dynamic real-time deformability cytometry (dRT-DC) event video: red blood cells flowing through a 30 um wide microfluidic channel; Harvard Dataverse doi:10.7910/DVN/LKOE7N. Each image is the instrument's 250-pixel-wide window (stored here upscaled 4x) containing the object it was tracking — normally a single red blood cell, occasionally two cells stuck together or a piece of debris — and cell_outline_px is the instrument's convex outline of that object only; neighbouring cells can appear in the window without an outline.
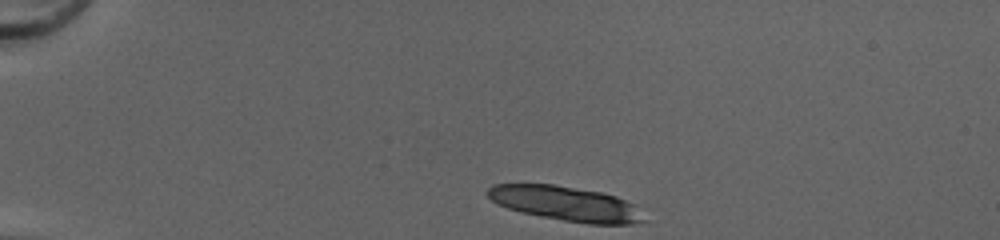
{"species": "common noctule bat (a hibernating species)", "species_latin": "Nyctalus noctula", "temperature_condition": "cold", "stored_images_in_passage": 37, "camera_frame_rate_fps": 3000, "um_per_image_px": 0.085, "animal": {"sex": "female", "body_mass_g": 20.0, "forearm_length_mm": 54.0}, "frame": {"image": 1, "passage_image": 1, "time_ms": 0.0, "image_size_px": [1000, 240], "cell_outline_px": [[648, 220], [632, 224], [588, 224], [540, 216], [520, 212], [496, 204], [484, 192], [492, 184], [552, 184], [600, 192], [616, 196], [636, 204]], "centroid_in_image_um": [48.12, 17.31], "position_along_channel_um": 36.9, "area_um2": 31.79}}
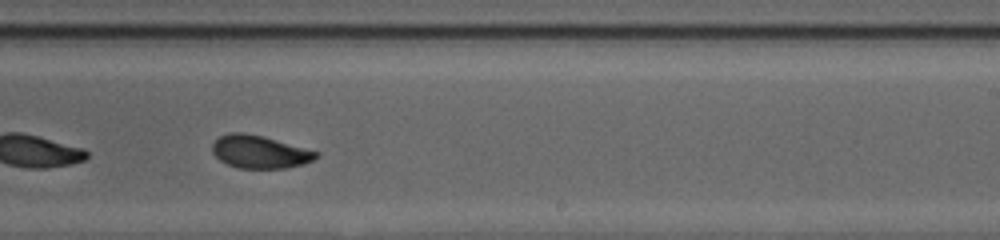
{"frame": {"image": 2, "passage_image": 23, "time_ms": 7.333, "image_size_px": [1000, 240], "cell_outline_px": [[320, 156], [304, 164], [284, 168], [240, 168], [228, 164], [220, 160], [212, 152], [212, 144], [220, 136], [232, 132], [240, 132], [260, 136], [320, 152]], "centroid_in_image_um": [22.08, 12.92], "position_along_channel_um": 266.9, "area_um2": 19.54}}
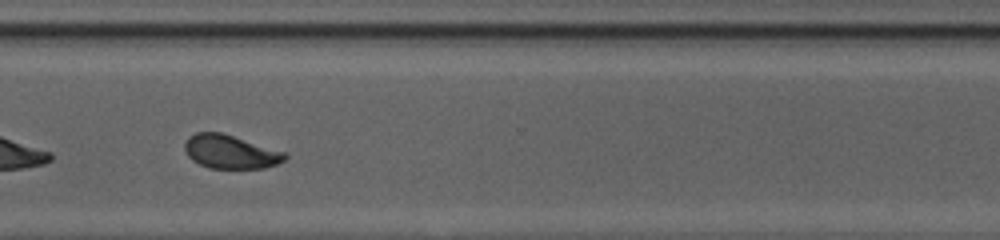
{"frame": {"image": 3, "passage_image": 29, "time_ms": 9.333, "image_size_px": [1000, 240], "cell_outline_px": [[288, 156], [284, 160], [276, 164], [264, 168], [208, 168], [192, 160], [184, 152], [184, 144], [188, 136], [196, 132], [220, 132], [288, 152]], "centroid_in_image_um": [19.58, 12.89], "position_along_channel_um": 351.0, "area_um2": 19.83}, "authors_computed_cell_mechanics": {"area_um2": 20.2878, "velocity_mm_per_s": 4.2123, "shape_relaxation_time_tau1_ms": 3.5498, "shape_relaxation_time_tau2_ms": 1.5296, "deformation_change_tau1": 0.125, "deformation_change_tau2": 0.0638}}